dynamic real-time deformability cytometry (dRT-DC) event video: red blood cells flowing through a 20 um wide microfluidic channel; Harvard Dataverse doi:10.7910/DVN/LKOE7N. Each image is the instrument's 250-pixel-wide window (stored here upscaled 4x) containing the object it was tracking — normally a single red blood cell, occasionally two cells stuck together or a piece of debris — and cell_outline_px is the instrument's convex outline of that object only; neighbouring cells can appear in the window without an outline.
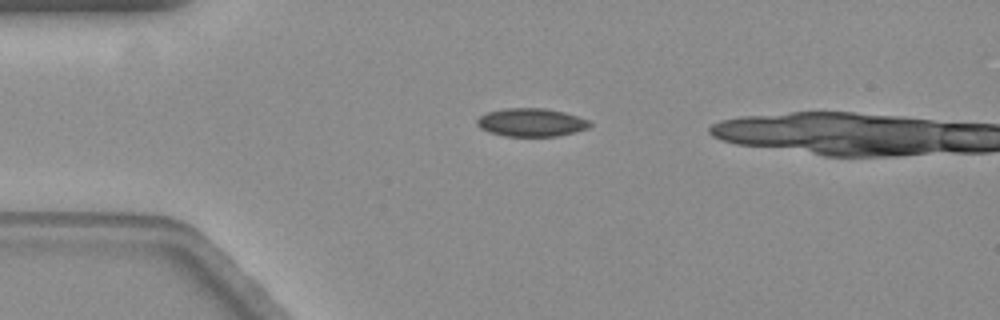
{"species": "common noctule bat (a hibernating species)", "species_latin": "Nyctalus noctula", "temperature_condition": "warm", "stored_images_in_passage": 4, "camera_frame_rate_fps": 3000, "um_per_image_px": 0.085, "animal": {"sex": "female", "body_mass_g": 19.3, "forearm_length_mm": 54.1}, "frame": {"image": 1, "passage_image": 1, "time_ms": 0.0, "image_size_px": [1000, 320], "cell_outline_px": [[592, 124], [588, 128], [556, 136], [504, 136], [488, 132], [480, 128], [476, 124], [476, 120], [480, 116], [488, 112], [504, 108], [544, 108], [564, 112], [588, 120]], "centroid_in_image_um": [45.11, 10.4], "position_along_channel_um": 39.9, "area_um2": 18.44}}